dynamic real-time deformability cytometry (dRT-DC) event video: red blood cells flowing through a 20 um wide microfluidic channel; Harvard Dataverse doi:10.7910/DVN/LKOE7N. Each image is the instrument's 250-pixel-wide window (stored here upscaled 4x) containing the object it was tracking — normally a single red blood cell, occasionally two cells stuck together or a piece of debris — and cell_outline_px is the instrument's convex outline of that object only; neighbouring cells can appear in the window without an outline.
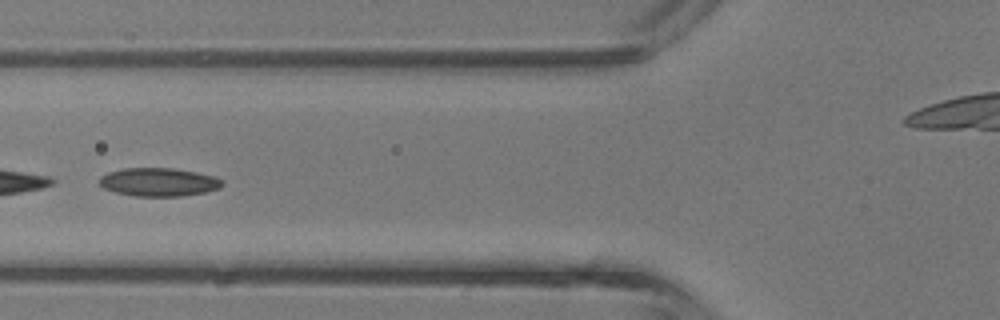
{"species": "common noctule bat (a hibernating species)", "species_latin": "Nyctalus noctula", "temperature_condition": "room temperature", "stored_images_in_passage": 31, "camera_frame_rate_fps": 3000, "um_per_image_px": 0.085, "animal": {"sex": "male", "body_mass_g": 13.3}, "frame": {"image": 1, "passage_image": 5, "time_ms": 1.333, "image_size_px": [1000, 320], "cell_outline_px": [[224, 184], [220, 188], [204, 192], [180, 196], [132, 196], [116, 192], [104, 188], [100, 184], [100, 176], [108, 172], [124, 168], [172, 168], [196, 172], [216, 176], [224, 180]], "centroid_in_image_um": [13.52, 15.47], "position_along_channel_um": 112.3, "area_um2": 20.35}}
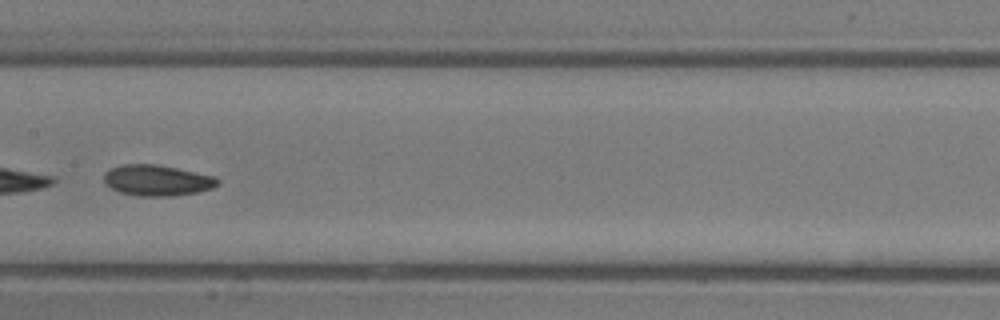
{"frame": {"image": 2, "passage_image": 10, "time_ms": 3.0, "image_size_px": [1000, 320], "cell_outline_px": [[220, 184], [212, 188], [196, 192], [168, 196], [136, 196], [120, 192], [104, 184], [104, 172], [108, 168], [124, 164], [156, 164], [216, 176], [220, 180]], "centroid_in_image_um": [13.34, 15.32], "position_along_channel_um": 194.1, "area_um2": 20.58}, "authors_computed_cell_mechanics": {"area_um2": 20.519, "velocity_mm_per_s": 4.8993, "shape_relaxation_time_tau1_ms": 6.6869, "shape_relaxation_time_tau2_ms": null, "deformation_change_tau1": 0.1516, "deformation_change_tau2": null}}